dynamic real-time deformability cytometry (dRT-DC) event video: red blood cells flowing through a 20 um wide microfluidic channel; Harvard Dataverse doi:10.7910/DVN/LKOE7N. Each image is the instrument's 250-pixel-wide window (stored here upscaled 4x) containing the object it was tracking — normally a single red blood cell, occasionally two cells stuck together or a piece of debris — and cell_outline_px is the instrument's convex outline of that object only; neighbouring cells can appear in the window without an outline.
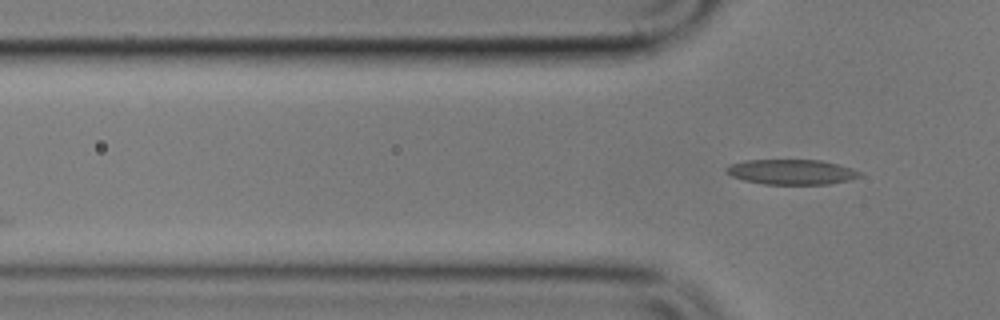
{"species": "common noctule bat (a hibernating species)", "species_latin": "Nyctalus noctula", "temperature_condition": "cold", "stored_images_in_passage": 5, "camera_frame_rate_fps": 3000, "um_per_image_px": 0.085, "animal": {"sex": "male", "body_mass_g": 17.9}, "frame": {"image": 1, "passage_image": 5, "time_ms": 5.333, "image_size_px": [1000, 320], "cell_outline_px": [[860, 176], [848, 180], [828, 184], [764, 184], [744, 180], [732, 176], [724, 172], [724, 168], [732, 164], [744, 160], [820, 160], [852, 168], [860, 172]], "centroid_in_image_um": [67.23, 14.61], "position_along_channel_um": 58.6, "area_um2": 19.36}}